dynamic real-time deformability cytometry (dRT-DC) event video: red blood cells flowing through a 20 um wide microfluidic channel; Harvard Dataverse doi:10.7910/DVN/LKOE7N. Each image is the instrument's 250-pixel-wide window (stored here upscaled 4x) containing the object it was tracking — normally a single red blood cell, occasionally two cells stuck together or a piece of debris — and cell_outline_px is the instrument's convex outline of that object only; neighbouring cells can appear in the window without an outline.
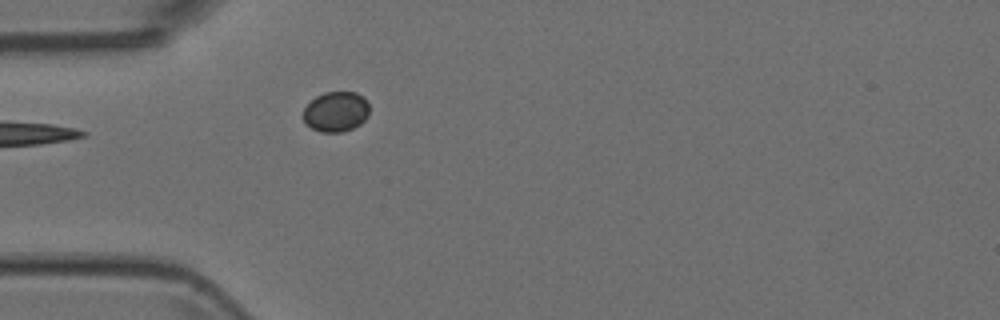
{"species": "Egyptian fruit bat (a non-hibernating species)", "species_latin": "Rousettus aegyptiacus", "temperature_condition": "room temperature", "stored_images_in_passage": 2, "camera_frame_rate_fps": 3000, "um_per_image_px": 0.085, "animal": {"sex": "female"}, "frame": {"image": 1, "passage_image": 2, "time_ms": 0.333, "image_size_px": [1000, 320], "cell_outline_px": [[368, 116], [360, 124], [352, 128], [340, 132], [320, 132], [304, 124], [304, 108], [316, 96], [324, 92], [356, 92], [364, 96], [368, 104]], "centroid_in_image_um": [28.55, 9.49], "position_along_channel_um": 56.4, "area_um2": 15.49}}